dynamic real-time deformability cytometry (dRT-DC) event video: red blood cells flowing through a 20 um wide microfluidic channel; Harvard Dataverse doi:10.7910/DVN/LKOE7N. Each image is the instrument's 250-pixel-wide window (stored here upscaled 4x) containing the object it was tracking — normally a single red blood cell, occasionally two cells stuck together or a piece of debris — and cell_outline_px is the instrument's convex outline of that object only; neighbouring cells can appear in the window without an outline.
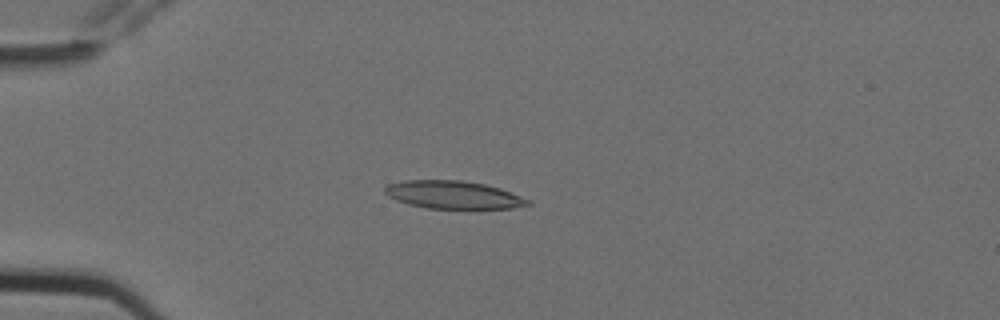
{"species": "Egyptian fruit bat (a non-hibernating species)", "species_latin": "Rousettus aegyptiacus", "temperature_condition": "cold", "stored_images_in_passage": 10, "camera_frame_rate_fps": 3000, "um_per_image_px": 0.085, "animal": {"sex": "female"}, "frame": {"image": 1, "passage_image": 4, "time_ms": 1.0, "image_size_px": [1000, 320], "cell_outline_px": [[532, 204], [512, 208], [428, 208], [408, 204], [396, 200], [388, 196], [384, 192], [384, 188], [388, 184], [404, 180], [460, 180], [484, 184], [500, 188], [532, 200]], "centroid_in_image_um": [38.53, 16.55], "position_along_channel_um": 46.5, "area_um2": 23.18}}
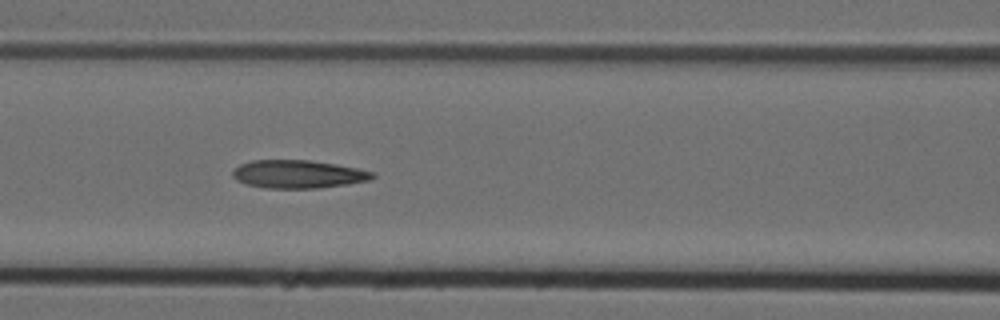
{"frame": {"image": 2, "passage_image": 7, "time_ms": 2.0, "image_size_px": [1000, 320], "cell_outline_px": [[376, 176], [368, 180], [348, 184], [316, 188], [264, 188], [244, 184], [236, 180], [232, 176], [232, 172], [240, 164], [252, 160], [308, 160], [336, 164], [376, 172]], "centroid_in_image_um": [25.32, 14.8], "position_along_channel_um": 141.3, "area_um2": 22.95}}
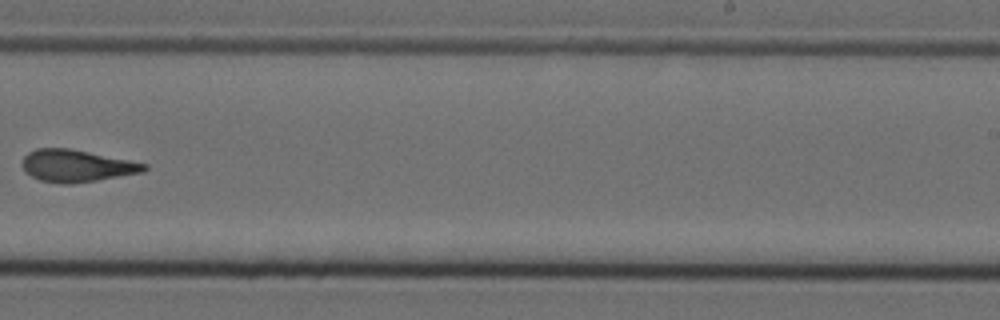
{"frame": {"image": 3, "passage_image": 10, "time_ms": 3.0, "image_size_px": [1000, 320], "cell_outline_px": [[148, 168], [144, 172], [72, 184], [60, 184], [40, 180], [24, 172], [20, 164], [24, 156], [28, 152], [36, 148], [72, 148], [148, 164]], "centroid_in_image_um": [6.47, 14.09], "position_along_channel_um": 282.5, "area_um2": 23.06}}